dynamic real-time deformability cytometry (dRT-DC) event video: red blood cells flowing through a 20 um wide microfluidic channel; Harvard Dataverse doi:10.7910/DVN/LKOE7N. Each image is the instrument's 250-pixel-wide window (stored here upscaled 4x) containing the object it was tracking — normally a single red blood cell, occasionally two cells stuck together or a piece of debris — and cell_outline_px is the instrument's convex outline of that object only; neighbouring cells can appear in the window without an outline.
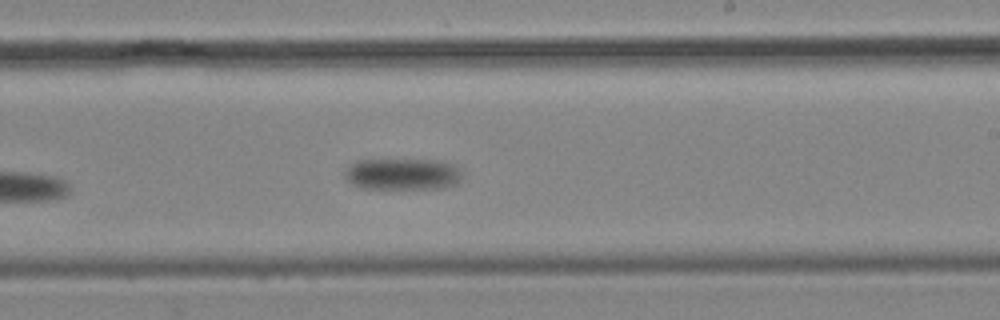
{"species": "common noctule bat (a hibernating species)", "species_latin": "Nyctalus noctula", "temperature_condition": "cold", "stored_images_in_passage": 9, "camera_frame_rate_fps": 3000, "um_per_image_px": 0.085, "animal": {"sex": "male", "body_mass_g": 19.2, "forearm_length_mm": 51.8}, "frame": {"image": 1, "passage_image": 7, "time_ms": 10.0, "image_size_px": [1000, 320], "cell_outline_px": [[460, 180], [456, 184], [444, 188], [364, 188], [352, 184], [344, 176], [344, 172], [356, 160], [444, 160], [452, 164], [456, 168], [460, 176]], "centroid_in_image_um": [34.21, 14.79], "position_along_channel_um": 254.8, "area_um2": 21.33}}